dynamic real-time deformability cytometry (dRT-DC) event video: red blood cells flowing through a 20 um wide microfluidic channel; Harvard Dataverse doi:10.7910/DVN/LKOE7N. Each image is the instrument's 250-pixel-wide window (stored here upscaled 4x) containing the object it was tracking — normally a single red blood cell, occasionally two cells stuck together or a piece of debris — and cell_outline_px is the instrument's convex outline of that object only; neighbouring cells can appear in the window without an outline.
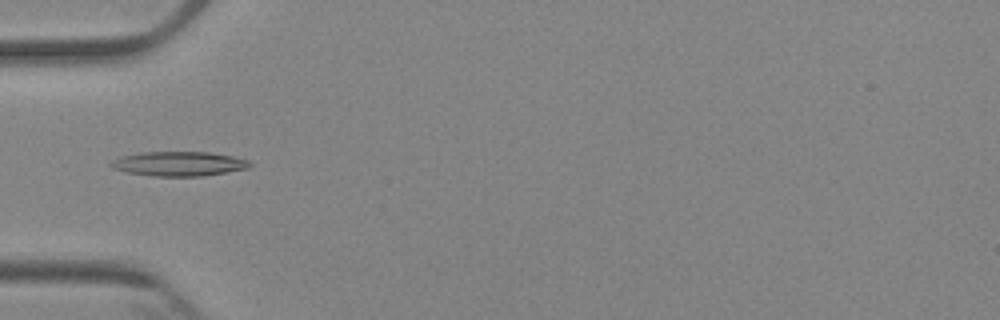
{"species": "Egyptian fruit bat (a non-hibernating species)", "species_latin": "Rousettus aegyptiacus", "temperature_condition": "cold", "stored_images_in_passage": 5, "camera_frame_rate_fps": 3000, "um_per_image_px": 0.085, "animal": {"sex": "female"}, "frame": {"image": 1, "passage_image": 5, "time_ms": 4.667, "image_size_px": [1000, 320], "cell_outline_px": [[252, 164], [248, 168], [200, 176], [152, 176], [128, 172], [112, 168], [108, 164], [112, 160], [120, 156], [140, 152], [208, 152], [232, 156], [248, 160]], "centroid_in_image_um": [15.15, 13.91], "position_along_channel_um": 69.8, "area_um2": 19.71}}